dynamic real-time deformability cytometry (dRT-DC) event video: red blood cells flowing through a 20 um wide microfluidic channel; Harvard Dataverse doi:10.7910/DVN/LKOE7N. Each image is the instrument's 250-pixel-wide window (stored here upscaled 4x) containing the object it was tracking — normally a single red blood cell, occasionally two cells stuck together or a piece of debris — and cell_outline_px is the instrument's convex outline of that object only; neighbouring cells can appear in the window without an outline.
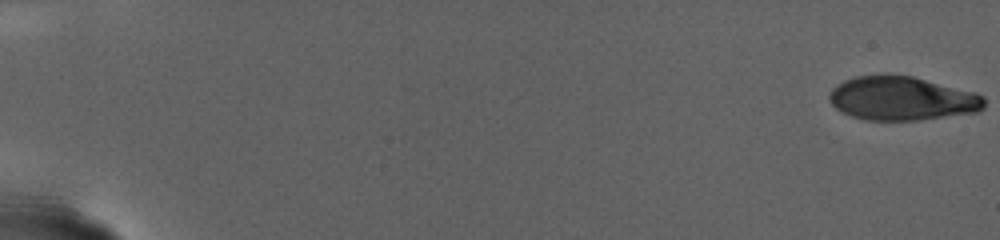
{"species": "human", "species_latin": "Homo sapiens", "temperature_condition": "warm", "stored_images_in_passage": 84, "camera_frame_rate_fps": 3000, "um_per_image_px": 0.085, "donor": {"sex": "female"}, "frame": {"image": 1, "passage_image": 1, "time_ms": 0.0, "image_size_px": [1000, 240], "cell_outline_px": [[984, 108], [976, 112], [920, 120], [864, 120], [852, 116], [836, 108], [832, 104], [828, 96], [832, 88], [844, 80], [856, 76], [912, 76], [976, 92], [984, 96]], "centroid_in_image_um": [76.69, 8.38], "position_along_channel_um": 8.3, "area_um2": 39.25}}
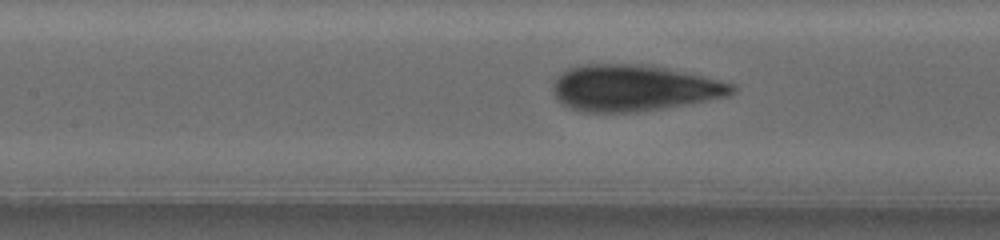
{"frame": {"image": 2, "passage_image": 47, "time_ms": 15.333, "image_size_px": [1000, 240], "cell_outline_px": [[736, 92], [732, 96], [692, 104], [640, 112], [576, 112], [560, 104], [556, 100], [552, 88], [552, 84], [560, 72], [564, 68], [576, 64], [652, 64], [704, 76], [736, 84]], "centroid_in_image_um": [53.87, 7.48], "position_along_channel_um": 153.5, "area_um2": 49.94}}
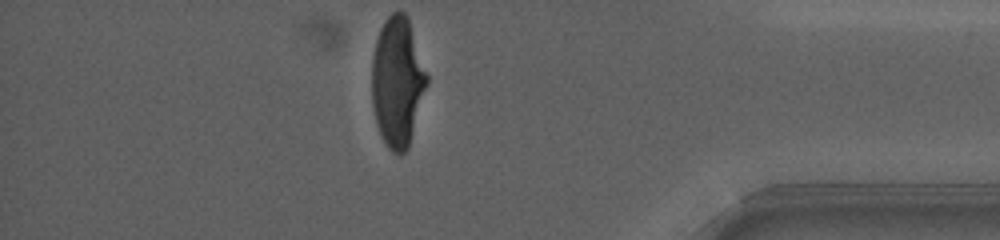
{"frame": {"image": 3, "passage_image": 84, "time_ms": 27.667, "image_size_px": [1000, 240], "cell_outline_px": [[428, 84], [408, 148], [400, 156], [392, 152], [388, 148], [376, 124], [372, 108], [372, 56], [376, 40], [380, 28], [384, 20], [392, 12], [404, 12], [408, 16], [428, 76]], "centroid_in_image_um": [33.78, 6.95], "position_along_channel_um": 401.4, "area_um2": 41.85}}